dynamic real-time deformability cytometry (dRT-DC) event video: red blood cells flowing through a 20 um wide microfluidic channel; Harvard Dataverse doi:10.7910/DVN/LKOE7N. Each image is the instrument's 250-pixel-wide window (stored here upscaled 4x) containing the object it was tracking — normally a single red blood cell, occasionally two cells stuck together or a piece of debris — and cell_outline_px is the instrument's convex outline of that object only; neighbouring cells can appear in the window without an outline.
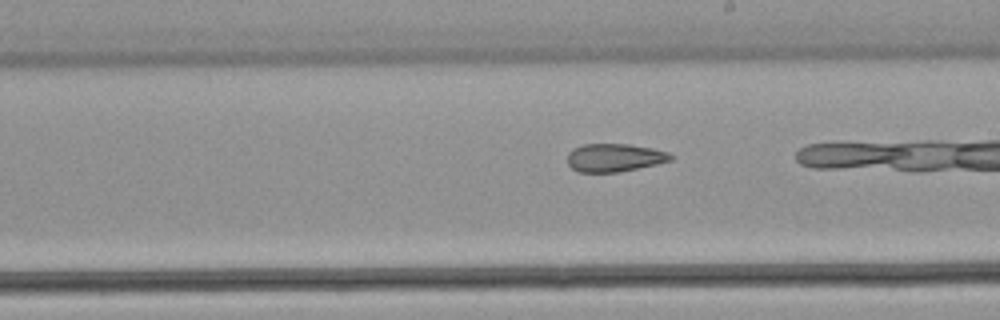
{"species": "common noctule bat (a hibernating species)", "species_latin": "Nyctalus noctula", "temperature_condition": "warm", "stored_images_in_passage": 38, "camera_frame_rate_fps": 3000, "um_per_image_px": 0.085, "animal": {"sex": "male", "body_mass_g": 21.5, "forearm_length_mm": 52.0}, "frame": {"image": 1, "passage_image": 27, "time_ms": 8.667, "image_size_px": [1000, 320], "cell_outline_px": [[672, 160], [656, 164], [620, 172], [576, 172], [568, 164], [568, 152], [572, 148], [584, 144], [628, 144], [652, 148], [668, 152], [672, 156]], "centroid_in_image_um": [52.2, 13.4], "position_along_channel_um": 236.8, "area_um2": 16.94}}